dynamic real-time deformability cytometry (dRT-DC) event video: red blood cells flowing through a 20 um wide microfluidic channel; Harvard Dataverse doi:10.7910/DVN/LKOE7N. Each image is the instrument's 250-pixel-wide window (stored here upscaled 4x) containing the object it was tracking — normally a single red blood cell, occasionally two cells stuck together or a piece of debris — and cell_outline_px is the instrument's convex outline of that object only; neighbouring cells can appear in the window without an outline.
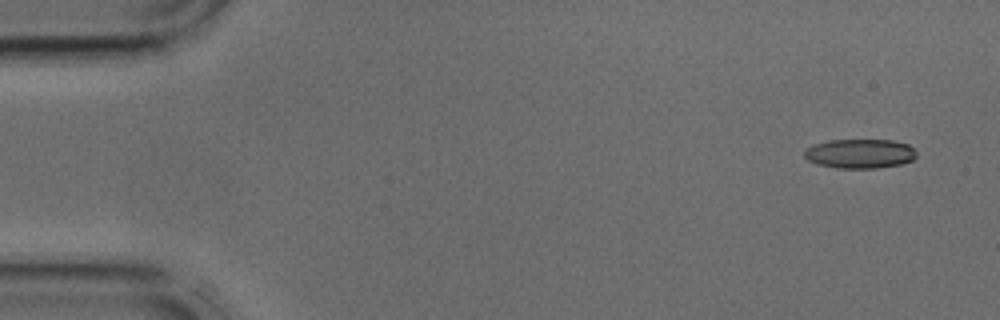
{"species": "common noctule bat (a hibernating species)", "species_latin": "Nyctalus noctula", "temperature_condition": "cold", "stored_images_in_passage": 4, "camera_frame_rate_fps": 3000, "um_per_image_px": 0.085, "animal": {"sex": "male", "body_mass_g": 17.9, "forearm_length_mm": 54.2}, "frame": {"image": 1, "passage_image": 1, "time_ms": 0.0, "image_size_px": [1000, 320], "cell_outline_px": [[916, 156], [912, 160], [900, 164], [876, 168], [836, 168], [816, 164], [808, 160], [804, 156], [804, 152], [812, 144], [828, 140], [892, 140], [908, 144], [916, 152]], "centroid_in_image_um": [73.07, 13.06], "position_along_channel_um": 11.9, "area_um2": 19.19}}
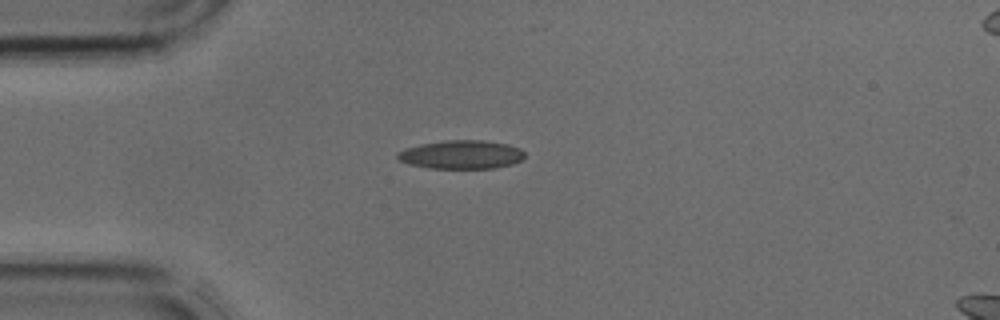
{"frame": {"image": 2, "passage_image": 3, "time_ms": 0.667, "image_size_px": [1000, 320], "cell_outline_px": [[524, 156], [520, 160], [512, 164], [496, 168], [428, 168], [408, 164], [400, 160], [396, 156], [396, 152], [404, 148], [420, 144], [444, 140], [484, 140], [504, 144], [520, 148], [524, 152]], "centroid_in_image_um": [39.17, 13.14], "position_along_channel_um": 45.8, "area_um2": 21.21}}